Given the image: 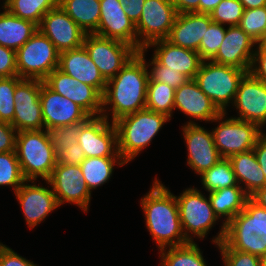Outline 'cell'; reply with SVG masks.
Here are the masks:
<instances>
[{"label": "cell", "instance_id": "cell-4", "mask_svg": "<svg viewBox=\"0 0 266 266\" xmlns=\"http://www.w3.org/2000/svg\"><path fill=\"white\" fill-rule=\"evenodd\" d=\"M223 242L231 249L261 257L266 253V209L250 198L225 225Z\"/></svg>", "mask_w": 266, "mask_h": 266}, {"label": "cell", "instance_id": "cell-6", "mask_svg": "<svg viewBox=\"0 0 266 266\" xmlns=\"http://www.w3.org/2000/svg\"><path fill=\"white\" fill-rule=\"evenodd\" d=\"M246 73L243 69L204 60L194 80L221 112H227V108L234 103L239 82Z\"/></svg>", "mask_w": 266, "mask_h": 266}, {"label": "cell", "instance_id": "cell-43", "mask_svg": "<svg viewBox=\"0 0 266 266\" xmlns=\"http://www.w3.org/2000/svg\"><path fill=\"white\" fill-rule=\"evenodd\" d=\"M216 247L220 250L223 266H261L259 256L231 249L223 241Z\"/></svg>", "mask_w": 266, "mask_h": 266}, {"label": "cell", "instance_id": "cell-37", "mask_svg": "<svg viewBox=\"0 0 266 266\" xmlns=\"http://www.w3.org/2000/svg\"><path fill=\"white\" fill-rule=\"evenodd\" d=\"M25 181L16 152L0 153V187H12L15 193Z\"/></svg>", "mask_w": 266, "mask_h": 266}, {"label": "cell", "instance_id": "cell-46", "mask_svg": "<svg viewBox=\"0 0 266 266\" xmlns=\"http://www.w3.org/2000/svg\"><path fill=\"white\" fill-rule=\"evenodd\" d=\"M0 266H39L0 242Z\"/></svg>", "mask_w": 266, "mask_h": 266}, {"label": "cell", "instance_id": "cell-41", "mask_svg": "<svg viewBox=\"0 0 266 266\" xmlns=\"http://www.w3.org/2000/svg\"><path fill=\"white\" fill-rule=\"evenodd\" d=\"M244 7L239 0H222L210 13L213 22L224 26L239 25Z\"/></svg>", "mask_w": 266, "mask_h": 266}, {"label": "cell", "instance_id": "cell-1", "mask_svg": "<svg viewBox=\"0 0 266 266\" xmlns=\"http://www.w3.org/2000/svg\"><path fill=\"white\" fill-rule=\"evenodd\" d=\"M148 80L145 60L136 53L107 81L102 96L101 115L108 121L115 122L120 117L145 109Z\"/></svg>", "mask_w": 266, "mask_h": 266}, {"label": "cell", "instance_id": "cell-14", "mask_svg": "<svg viewBox=\"0 0 266 266\" xmlns=\"http://www.w3.org/2000/svg\"><path fill=\"white\" fill-rule=\"evenodd\" d=\"M182 127V136L187 148V162L194 173L201 175L209 170L222 157L220 156L211 130L189 119Z\"/></svg>", "mask_w": 266, "mask_h": 266}, {"label": "cell", "instance_id": "cell-15", "mask_svg": "<svg viewBox=\"0 0 266 266\" xmlns=\"http://www.w3.org/2000/svg\"><path fill=\"white\" fill-rule=\"evenodd\" d=\"M35 181L26 180L14 193L30 229L45 221L51 212L60 207L49 181L45 180L47 187L40 182L36 185Z\"/></svg>", "mask_w": 266, "mask_h": 266}, {"label": "cell", "instance_id": "cell-52", "mask_svg": "<svg viewBox=\"0 0 266 266\" xmlns=\"http://www.w3.org/2000/svg\"><path fill=\"white\" fill-rule=\"evenodd\" d=\"M250 199L260 207L266 209V185L250 195Z\"/></svg>", "mask_w": 266, "mask_h": 266}, {"label": "cell", "instance_id": "cell-54", "mask_svg": "<svg viewBox=\"0 0 266 266\" xmlns=\"http://www.w3.org/2000/svg\"><path fill=\"white\" fill-rule=\"evenodd\" d=\"M244 9H253L266 6V0H239Z\"/></svg>", "mask_w": 266, "mask_h": 266}, {"label": "cell", "instance_id": "cell-8", "mask_svg": "<svg viewBox=\"0 0 266 266\" xmlns=\"http://www.w3.org/2000/svg\"><path fill=\"white\" fill-rule=\"evenodd\" d=\"M59 51L40 30L16 51V66L21 79L44 81L59 65Z\"/></svg>", "mask_w": 266, "mask_h": 266}, {"label": "cell", "instance_id": "cell-40", "mask_svg": "<svg viewBox=\"0 0 266 266\" xmlns=\"http://www.w3.org/2000/svg\"><path fill=\"white\" fill-rule=\"evenodd\" d=\"M22 79L18 76L0 78V122L12 123L15 112L14 92Z\"/></svg>", "mask_w": 266, "mask_h": 266}, {"label": "cell", "instance_id": "cell-39", "mask_svg": "<svg viewBox=\"0 0 266 266\" xmlns=\"http://www.w3.org/2000/svg\"><path fill=\"white\" fill-rule=\"evenodd\" d=\"M147 52L148 50L145 48L137 51V53L145 60L147 68L149 69L152 67L148 70L149 80L165 83L175 90L188 80L184 74L168 69V67L161 65L154 57H151V61L149 60V62H147L145 59Z\"/></svg>", "mask_w": 266, "mask_h": 266}, {"label": "cell", "instance_id": "cell-35", "mask_svg": "<svg viewBox=\"0 0 266 266\" xmlns=\"http://www.w3.org/2000/svg\"><path fill=\"white\" fill-rule=\"evenodd\" d=\"M175 89L158 81L148 80L146 94V109L169 117L174 112Z\"/></svg>", "mask_w": 266, "mask_h": 266}, {"label": "cell", "instance_id": "cell-30", "mask_svg": "<svg viewBox=\"0 0 266 266\" xmlns=\"http://www.w3.org/2000/svg\"><path fill=\"white\" fill-rule=\"evenodd\" d=\"M58 5L86 34H94L97 31L100 0H58Z\"/></svg>", "mask_w": 266, "mask_h": 266}, {"label": "cell", "instance_id": "cell-17", "mask_svg": "<svg viewBox=\"0 0 266 266\" xmlns=\"http://www.w3.org/2000/svg\"><path fill=\"white\" fill-rule=\"evenodd\" d=\"M240 120L266 128V83L254 78L249 72L240 80L232 105Z\"/></svg>", "mask_w": 266, "mask_h": 266}, {"label": "cell", "instance_id": "cell-2", "mask_svg": "<svg viewBox=\"0 0 266 266\" xmlns=\"http://www.w3.org/2000/svg\"><path fill=\"white\" fill-rule=\"evenodd\" d=\"M140 205L147 231L158 250L190 243L181 226L176 197L157 177L141 198Z\"/></svg>", "mask_w": 266, "mask_h": 266}, {"label": "cell", "instance_id": "cell-32", "mask_svg": "<svg viewBox=\"0 0 266 266\" xmlns=\"http://www.w3.org/2000/svg\"><path fill=\"white\" fill-rule=\"evenodd\" d=\"M159 266H207L203 251L196 242L159 250Z\"/></svg>", "mask_w": 266, "mask_h": 266}, {"label": "cell", "instance_id": "cell-51", "mask_svg": "<svg viewBox=\"0 0 266 266\" xmlns=\"http://www.w3.org/2000/svg\"><path fill=\"white\" fill-rule=\"evenodd\" d=\"M199 1L200 0H171L177 13H199Z\"/></svg>", "mask_w": 266, "mask_h": 266}, {"label": "cell", "instance_id": "cell-55", "mask_svg": "<svg viewBox=\"0 0 266 266\" xmlns=\"http://www.w3.org/2000/svg\"><path fill=\"white\" fill-rule=\"evenodd\" d=\"M261 266H266V253L260 257Z\"/></svg>", "mask_w": 266, "mask_h": 266}, {"label": "cell", "instance_id": "cell-27", "mask_svg": "<svg viewBox=\"0 0 266 266\" xmlns=\"http://www.w3.org/2000/svg\"><path fill=\"white\" fill-rule=\"evenodd\" d=\"M212 209L217 217L222 219L220 231L212 239L216 246L220 244L225 235V225L239 214L245 207L250 196L240 186H231L208 193Z\"/></svg>", "mask_w": 266, "mask_h": 266}, {"label": "cell", "instance_id": "cell-44", "mask_svg": "<svg viewBox=\"0 0 266 266\" xmlns=\"http://www.w3.org/2000/svg\"><path fill=\"white\" fill-rule=\"evenodd\" d=\"M249 73L254 78L266 83V42L256 45Z\"/></svg>", "mask_w": 266, "mask_h": 266}, {"label": "cell", "instance_id": "cell-26", "mask_svg": "<svg viewBox=\"0 0 266 266\" xmlns=\"http://www.w3.org/2000/svg\"><path fill=\"white\" fill-rule=\"evenodd\" d=\"M211 22L210 14L177 13L167 40L174 45L198 52L202 37Z\"/></svg>", "mask_w": 266, "mask_h": 266}, {"label": "cell", "instance_id": "cell-12", "mask_svg": "<svg viewBox=\"0 0 266 266\" xmlns=\"http://www.w3.org/2000/svg\"><path fill=\"white\" fill-rule=\"evenodd\" d=\"M48 181L59 206L70 203L88 213L92 195L79 165L56 163Z\"/></svg>", "mask_w": 266, "mask_h": 266}, {"label": "cell", "instance_id": "cell-23", "mask_svg": "<svg viewBox=\"0 0 266 266\" xmlns=\"http://www.w3.org/2000/svg\"><path fill=\"white\" fill-rule=\"evenodd\" d=\"M180 110L194 121L212 122L221 111L198 87L194 79H188L175 90L174 111Z\"/></svg>", "mask_w": 266, "mask_h": 266}, {"label": "cell", "instance_id": "cell-56", "mask_svg": "<svg viewBox=\"0 0 266 266\" xmlns=\"http://www.w3.org/2000/svg\"><path fill=\"white\" fill-rule=\"evenodd\" d=\"M7 2H8V0H3V5H1V6H4Z\"/></svg>", "mask_w": 266, "mask_h": 266}, {"label": "cell", "instance_id": "cell-16", "mask_svg": "<svg viewBox=\"0 0 266 266\" xmlns=\"http://www.w3.org/2000/svg\"><path fill=\"white\" fill-rule=\"evenodd\" d=\"M78 144L88 157H121L117 130L104 116H92L82 127Z\"/></svg>", "mask_w": 266, "mask_h": 266}, {"label": "cell", "instance_id": "cell-5", "mask_svg": "<svg viewBox=\"0 0 266 266\" xmlns=\"http://www.w3.org/2000/svg\"><path fill=\"white\" fill-rule=\"evenodd\" d=\"M15 152L26 180H48L57 159L48 130L17 132Z\"/></svg>", "mask_w": 266, "mask_h": 266}, {"label": "cell", "instance_id": "cell-13", "mask_svg": "<svg viewBox=\"0 0 266 266\" xmlns=\"http://www.w3.org/2000/svg\"><path fill=\"white\" fill-rule=\"evenodd\" d=\"M44 81L22 79L15 87V112L11 123L17 132L25 130H44L40 102L41 85Z\"/></svg>", "mask_w": 266, "mask_h": 266}, {"label": "cell", "instance_id": "cell-19", "mask_svg": "<svg viewBox=\"0 0 266 266\" xmlns=\"http://www.w3.org/2000/svg\"><path fill=\"white\" fill-rule=\"evenodd\" d=\"M38 30L52 41L59 52L83 46L86 35L59 5L43 16Z\"/></svg>", "mask_w": 266, "mask_h": 266}, {"label": "cell", "instance_id": "cell-21", "mask_svg": "<svg viewBox=\"0 0 266 266\" xmlns=\"http://www.w3.org/2000/svg\"><path fill=\"white\" fill-rule=\"evenodd\" d=\"M257 43L238 25L226 27L225 37L211 61L245 70H250Z\"/></svg>", "mask_w": 266, "mask_h": 266}, {"label": "cell", "instance_id": "cell-24", "mask_svg": "<svg viewBox=\"0 0 266 266\" xmlns=\"http://www.w3.org/2000/svg\"><path fill=\"white\" fill-rule=\"evenodd\" d=\"M58 69L74 79L94 87L103 96L107 81L84 46L60 52Z\"/></svg>", "mask_w": 266, "mask_h": 266}, {"label": "cell", "instance_id": "cell-25", "mask_svg": "<svg viewBox=\"0 0 266 266\" xmlns=\"http://www.w3.org/2000/svg\"><path fill=\"white\" fill-rule=\"evenodd\" d=\"M153 48V57L168 69L178 71L188 79H194L202 59L197 51L172 44L167 39L150 43L145 49Z\"/></svg>", "mask_w": 266, "mask_h": 266}, {"label": "cell", "instance_id": "cell-28", "mask_svg": "<svg viewBox=\"0 0 266 266\" xmlns=\"http://www.w3.org/2000/svg\"><path fill=\"white\" fill-rule=\"evenodd\" d=\"M228 159L231 161L238 185L249 196L266 185L265 175L257 161L254 150L231 155Z\"/></svg>", "mask_w": 266, "mask_h": 266}, {"label": "cell", "instance_id": "cell-29", "mask_svg": "<svg viewBox=\"0 0 266 266\" xmlns=\"http://www.w3.org/2000/svg\"><path fill=\"white\" fill-rule=\"evenodd\" d=\"M0 12V45L17 51L38 30L31 21L16 17L3 6Z\"/></svg>", "mask_w": 266, "mask_h": 266}, {"label": "cell", "instance_id": "cell-18", "mask_svg": "<svg viewBox=\"0 0 266 266\" xmlns=\"http://www.w3.org/2000/svg\"><path fill=\"white\" fill-rule=\"evenodd\" d=\"M44 83L54 92L78 104L90 116L101 115L102 95L94 87L74 79L58 68L47 76Z\"/></svg>", "mask_w": 266, "mask_h": 266}, {"label": "cell", "instance_id": "cell-3", "mask_svg": "<svg viewBox=\"0 0 266 266\" xmlns=\"http://www.w3.org/2000/svg\"><path fill=\"white\" fill-rule=\"evenodd\" d=\"M170 120L164 114L145 108L113 122L117 130L118 153L127 165L150 145Z\"/></svg>", "mask_w": 266, "mask_h": 266}, {"label": "cell", "instance_id": "cell-34", "mask_svg": "<svg viewBox=\"0 0 266 266\" xmlns=\"http://www.w3.org/2000/svg\"><path fill=\"white\" fill-rule=\"evenodd\" d=\"M58 5V0H8L3 6L16 17L40 25L43 16Z\"/></svg>", "mask_w": 266, "mask_h": 266}, {"label": "cell", "instance_id": "cell-42", "mask_svg": "<svg viewBox=\"0 0 266 266\" xmlns=\"http://www.w3.org/2000/svg\"><path fill=\"white\" fill-rule=\"evenodd\" d=\"M225 32L226 26L213 21L210 23L198 49L199 56L203 61L211 60L216 55L225 37Z\"/></svg>", "mask_w": 266, "mask_h": 266}, {"label": "cell", "instance_id": "cell-48", "mask_svg": "<svg viewBox=\"0 0 266 266\" xmlns=\"http://www.w3.org/2000/svg\"><path fill=\"white\" fill-rule=\"evenodd\" d=\"M58 158L57 163L67 165H80L81 162L86 158L83 149L80 145L74 144V146L67 147Z\"/></svg>", "mask_w": 266, "mask_h": 266}, {"label": "cell", "instance_id": "cell-22", "mask_svg": "<svg viewBox=\"0 0 266 266\" xmlns=\"http://www.w3.org/2000/svg\"><path fill=\"white\" fill-rule=\"evenodd\" d=\"M119 0H100V20L94 34L128 43L137 50L135 24L123 10Z\"/></svg>", "mask_w": 266, "mask_h": 266}, {"label": "cell", "instance_id": "cell-38", "mask_svg": "<svg viewBox=\"0 0 266 266\" xmlns=\"http://www.w3.org/2000/svg\"><path fill=\"white\" fill-rule=\"evenodd\" d=\"M88 116L84 121L70 124L68 126H59L50 129L49 135L51 138L52 146L56 153V159L65 152L67 147L74 146L78 143V137L80 136V131L83 125L91 118Z\"/></svg>", "mask_w": 266, "mask_h": 266}, {"label": "cell", "instance_id": "cell-11", "mask_svg": "<svg viewBox=\"0 0 266 266\" xmlns=\"http://www.w3.org/2000/svg\"><path fill=\"white\" fill-rule=\"evenodd\" d=\"M177 12L171 0H145L141 17L135 25L137 51L150 43L167 39Z\"/></svg>", "mask_w": 266, "mask_h": 266}, {"label": "cell", "instance_id": "cell-36", "mask_svg": "<svg viewBox=\"0 0 266 266\" xmlns=\"http://www.w3.org/2000/svg\"><path fill=\"white\" fill-rule=\"evenodd\" d=\"M238 26L257 44L266 42V6L244 9Z\"/></svg>", "mask_w": 266, "mask_h": 266}, {"label": "cell", "instance_id": "cell-10", "mask_svg": "<svg viewBox=\"0 0 266 266\" xmlns=\"http://www.w3.org/2000/svg\"><path fill=\"white\" fill-rule=\"evenodd\" d=\"M83 46L106 81L112 79L137 53L128 43L97 34H86Z\"/></svg>", "mask_w": 266, "mask_h": 266}, {"label": "cell", "instance_id": "cell-20", "mask_svg": "<svg viewBox=\"0 0 266 266\" xmlns=\"http://www.w3.org/2000/svg\"><path fill=\"white\" fill-rule=\"evenodd\" d=\"M40 102L44 127L48 131L84 121L89 116L82 107L54 92L44 82L41 85Z\"/></svg>", "mask_w": 266, "mask_h": 266}, {"label": "cell", "instance_id": "cell-9", "mask_svg": "<svg viewBox=\"0 0 266 266\" xmlns=\"http://www.w3.org/2000/svg\"><path fill=\"white\" fill-rule=\"evenodd\" d=\"M227 113L221 112L211 122H216L215 125L218 123L211 131L215 146L222 158L253 150L257 139L265 132V128L263 131L255 123L232 116L227 118Z\"/></svg>", "mask_w": 266, "mask_h": 266}, {"label": "cell", "instance_id": "cell-7", "mask_svg": "<svg viewBox=\"0 0 266 266\" xmlns=\"http://www.w3.org/2000/svg\"><path fill=\"white\" fill-rule=\"evenodd\" d=\"M179 217L185 238L194 243V238L204 239L219 218L212 209L209 197L201 190L190 187L176 196Z\"/></svg>", "mask_w": 266, "mask_h": 266}, {"label": "cell", "instance_id": "cell-45", "mask_svg": "<svg viewBox=\"0 0 266 266\" xmlns=\"http://www.w3.org/2000/svg\"><path fill=\"white\" fill-rule=\"evenodd\" d=\"M18 76L16 51L0 45V78Z\"/></svg>", "mask_w": 266, "mask_h": 266}, {"label": "cell", "instance_id": "cell-33", "mask_svg": "<svg viewBox=\"0 0 266 266\" xmlns=\"http://www.w3.org/2000/svg\"><path fill=\"white\" fill-rule=\"evenodd\" d=\"M200 176V182L205 191L212 192L231 186H239L231 161L228 158H221L209 170L204 171Z\"/></svg>", "mask_w": 266, "mask_h": 266}, {"label": "cell", "instance_id": "cell-49", "mask_svg": "<svg viewBox=\"0 0 266 266\" xmlns=\"http://www.w3.org/2000/svg\"><path fill=\"white\" fill-rule=\"evenodd\" d=\"M124 6L123 10L129 19L136 25L141 17L145 0H119Z\"/></svg>", "mask_w": 266, "mask_h": 266}, {"label": "cell", "instance_id": "cell-53", "mask_svg": "<svg viewBox=\"0 0 266 266\" xmlns=\"http://www.w3.org/2000/svg\"><path fill=\"white\" fill-rule=\"evenodd\" d=\"M222 0H200L199 13L210 14Z\"/></svg>", "mask_w": 266, "mask_h": 266}, {"label": "cell", "instance_id": "cell-50", "mask_svg": "<svg viewBox=\"0 0 266 266\" xmlns=\"http://www.w3.org/2000/svg\"><path fill=\"white\" fill-rule=\"evenodd\" d=\"M257 161L266 178V133L264 132L256 142L253 148Z\"/></svg>", "mask_w": 266, "mask_h": 266}, {"label": "cell", "instance_id": "cell-47", "mask_svg": "<svg viewBox=\"0 0 266 266\" xmlns=\"http://www.w3.org/2000/svg\"><path fill=\"white\" fill-rule=\"evenodd\" d=\"M16 135L11 123L0 122V153L15 151Z\"/></svg>", "mask_w": 266, "mask_h": 266}, {"label": "cell", "instance_id": "cell-31", "mask_svg": "<svg viewBox=\"0 0 266 266\" xmlns=\"http://www.w3.org/2000/svg\"><path fill=\"white\" fill-rule=\"evenodd\" d=\"M127 164L121 157H88L81 164L83 179L90 192L108 183L114 173V166Z\"/></svg>", "mask_w": 266, "mask_h": 266}]
</instances>
